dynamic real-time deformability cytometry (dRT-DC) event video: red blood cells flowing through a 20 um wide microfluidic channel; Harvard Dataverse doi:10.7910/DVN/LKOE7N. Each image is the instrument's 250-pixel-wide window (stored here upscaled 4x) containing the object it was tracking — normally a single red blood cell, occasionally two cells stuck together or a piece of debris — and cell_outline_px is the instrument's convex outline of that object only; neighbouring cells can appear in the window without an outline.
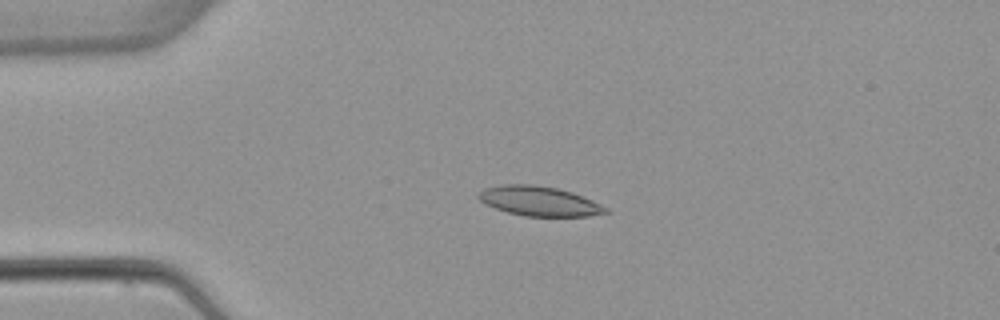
{"species": "common noctule bat (a hibernating species)", "species_latin": "Nyctalus noctula", "temperature_condition": "warm", "stored_images_in_passage": 5, "camera_frame_rate_fps": 3000, "um_per_image_px": 0.085, "animal": {"sex": "female", "body_mass_g": 22.7, "forearm_length_mm": 54.2}, "frame": {"image": 1, "passage_image": 3, "time_ms": 2.333, "image_size_px": [1000, 320], "cell_outline_px": [[608, 212], [588, 216], [524, 216], [508, 212], [484, 204], [476, 196], [476, 192], [484, 188], [504, 184], [532, 184], [556, 188], [572, 192], [592, 200], [608, 208]], "centroid_in_image_um": [45.78, 17.09], "position_along_channel_um": 39.2, "area_um2": 21.96}}
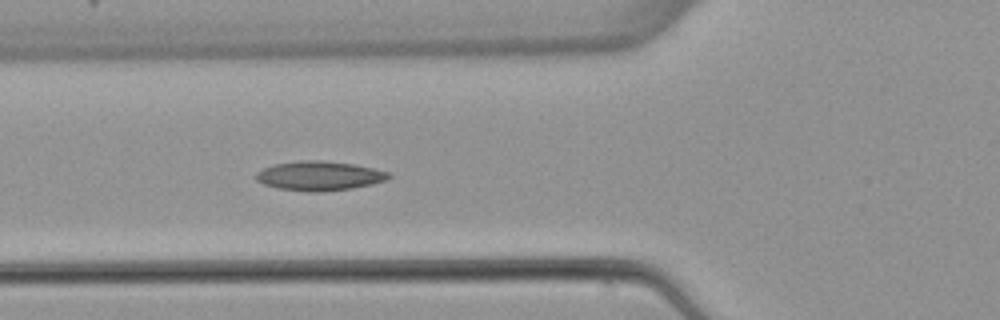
{"frame": {"image": 2, "passage_image": 5, "time_ms": 4.667, "image_size_px": [1000, 320], "cell_outline_px": [[392, 176], [388, 180], [372, 184], [352, 188], [324, 192], [308, 192], [276, 188], [264, 184], [256, 180], [256, 172], [272, 164], [300, 160], [320, 160], [352, 164], [392, 172]], "centroid_in_image_um": [27.16, 14.95], "position_along_channel_um": 98.6, "area_um2": 22.95}}